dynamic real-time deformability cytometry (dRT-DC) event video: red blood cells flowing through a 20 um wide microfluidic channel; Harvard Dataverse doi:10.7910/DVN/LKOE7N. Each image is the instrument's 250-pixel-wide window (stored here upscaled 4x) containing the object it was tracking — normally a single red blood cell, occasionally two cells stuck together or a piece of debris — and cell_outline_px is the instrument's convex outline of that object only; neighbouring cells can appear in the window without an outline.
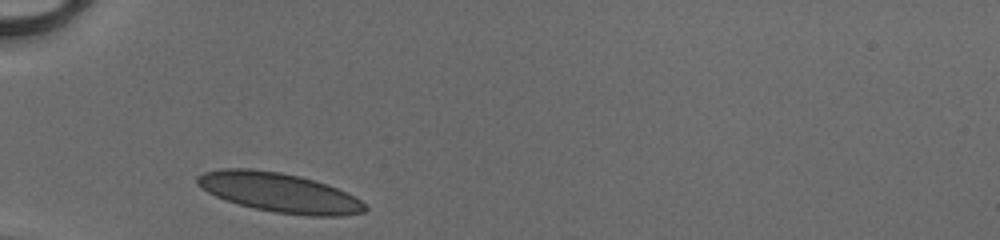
{"species": "human", "species_latin": "Homo sapiens", "temperature_condition": "cold", "stored_images_in_passage": 26, "camera_frame_rate_fps": 3000, "um_per_image_px": 0.085, "donor": {"sex": "male"}, "frame": {"image": 1, "passage_image": 1, "time_ms": 0.0, "image_size_px": [1000, 240], "cell_outline_px": [[368, 208], [364, 212], [340, 216], [308, 216], [276, 212], [256, 208], [240, 204], [216, 196], [200, 188], [196, 184], [196, 176], [204, 172], [220, 168], [248, 168], [280, 172], [300, 176], [348, 192], [356, 196]], "centroid_in_image_um": [23.73, 16.36], "position_along_channel_um": 61.3, "area_um2": 38.32}}
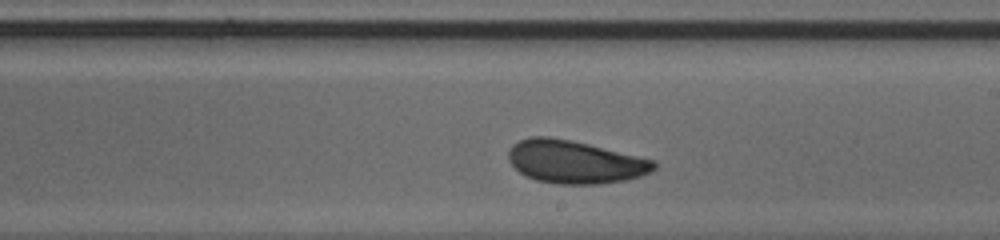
{"frame": {"image": 2, "passage_image": 15, "time_ms": 4.667, "image_size_px": [1000, 240], "cell_outline_px": [[656, 168], [652, 172], [640, 176], [624, 180], [600, 184], [556, 184], [536, 180], [520, 172], [508, 160], [508, 148], [512, 144], [520, 140], [532, 136], [548, 136], [572, 140], [656, 160]], "centroid_in_image_um": [48.87, 13.75], "position_along_channel_um": 240.1, "area_um2": 36.59}}
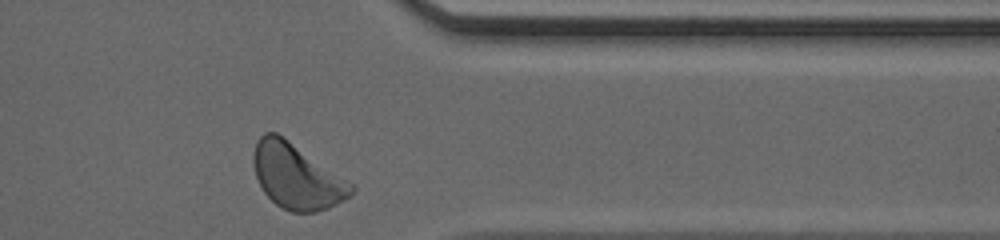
{"frame": {"image": 3, "passage_image": 26, "time_ms": 8.333, "image_size_px": [1000, 240], "cell_outline_px": [[356, 188], [344, 200], [328, 208], [316, 212], [292, 212], [276, 204], [264, 192], [256, 176], [252, 164], [252, 156], [256, 140], [264, 132], [276, 132], [356, 184]], "centroid_in_image_um": [25.23, 14.97], "position_along_channel_um": 386.2, "area_um2": 37.22}, "authors_computed_cell_mechanics": {"area_um2": 36.2695, "velocity_mm_per_s": 4.1013, "shape_relaxation_time_tau1_ms": 4.1313, "shape_relaxation_time_tau2_ms": 3.177, "deformation_change_tau1": 0.138, "deformation_change_tau2": 0.0793}}